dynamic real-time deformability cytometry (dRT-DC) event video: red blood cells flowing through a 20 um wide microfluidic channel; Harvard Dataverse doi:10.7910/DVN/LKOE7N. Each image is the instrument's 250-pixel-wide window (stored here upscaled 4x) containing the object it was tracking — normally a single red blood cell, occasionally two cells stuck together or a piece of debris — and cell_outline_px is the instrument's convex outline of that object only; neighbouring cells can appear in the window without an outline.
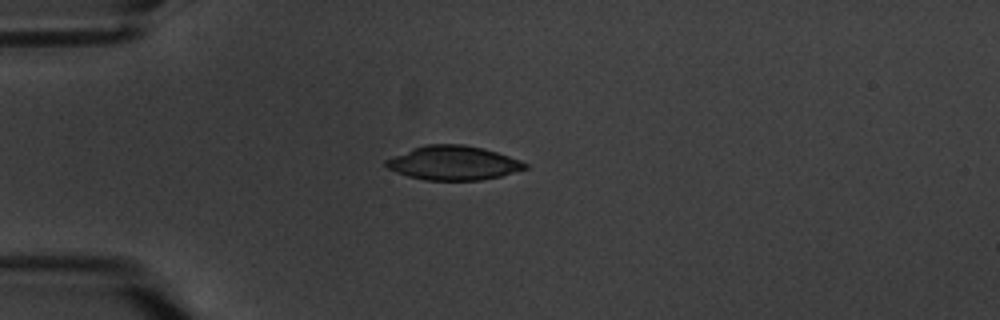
{"species": "common noctule bat (a hibernating species)", "species_latin": "Nyctalus noctula", "temperature_condition": "warm", "stored_images_in_passage": 9, "camera_frame_rate_fps": 3000, "um_per_image_px": 0.085, "animal": {"sex": "male", "body_mass_g": 20.1, "forearm_length_mm": 53.5}, "frame": {"image": 1, "passage_image": 3, "time_ms": 2.333, "image_size_px": [1000, 320], "cell_outline_px": [[528, 168], [500, 176], [480, 180], [424, 180], [408, 176], [396, 172], [388, 168], [384, 164], [384, 160], [412, 148], [424, 144], [464, 144], [484, 148], [520, 160], [528, 164]], "centroid_in_image_um": [38.51, 13.84], "position_along_channel_um": 46.5, "area_um2": 27.69}}